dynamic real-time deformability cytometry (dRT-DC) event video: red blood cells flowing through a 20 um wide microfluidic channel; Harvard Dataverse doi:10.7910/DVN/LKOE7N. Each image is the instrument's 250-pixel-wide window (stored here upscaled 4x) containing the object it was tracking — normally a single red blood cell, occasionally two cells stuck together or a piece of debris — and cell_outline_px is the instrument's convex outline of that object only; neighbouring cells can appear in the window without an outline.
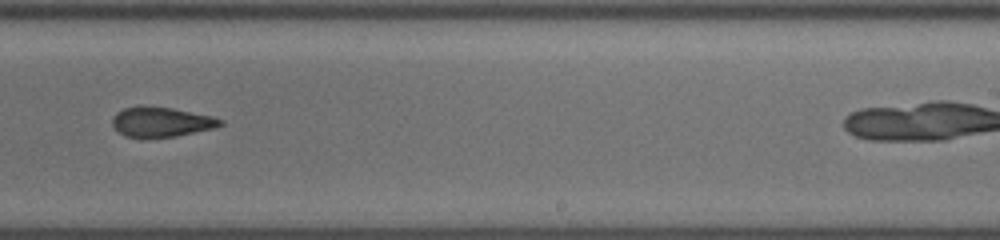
{"species": "common noctule bat (a hibernating species)", "species_latin": "Nyctalus noctula", "temperature_condition": "cold", "stored_images_in_passage": 30, "camera_frame_rate_fps": 3000, "um_per_image_px": 0.085, "animal": {"sex": "female", "body_mass_g": 19.5, "forearm_length_mm": 54.1}, "frame": {"image": 1, "passage_image": 18, "time_ms": 5.667, "image_size_px": [1000, 240], "cell_outline_px": [[224, 124], [216, 128], [176, 136], [140, 140], [124, 136], [112, 124], [112, 116], [116, 112], [124, 108], [140, 104], [172, 108], [212, 116], [224, 120]], "centroid_in_image_um": [13.68, 10.38], "position_along_channel_um": 275.3, "area_um2": 19.54}}